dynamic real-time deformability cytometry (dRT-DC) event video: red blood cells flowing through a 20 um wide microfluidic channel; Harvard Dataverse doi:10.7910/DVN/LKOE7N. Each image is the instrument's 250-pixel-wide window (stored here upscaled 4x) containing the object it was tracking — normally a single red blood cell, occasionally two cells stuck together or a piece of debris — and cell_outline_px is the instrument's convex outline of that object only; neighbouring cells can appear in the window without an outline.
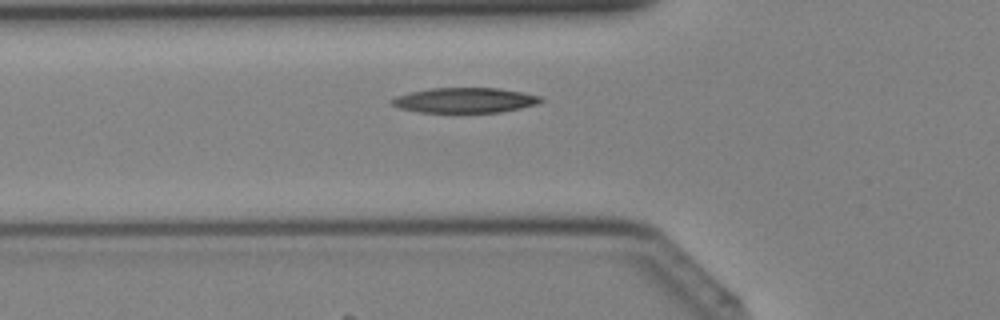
{"species": "Egyptian fruit bat (a non-hibernating species)", "species_latin": "Rousettus aegyptiacus", "temperature_condition": "cold", "stored_images_in_passage": 34, "camera_frame_rate_fps": 3000, "um_per_image_px": 0.085, "animal": {"sex": "female"}, "frame": {"image": 1, "passage_image": 8, "time_ms": 2.333, "image_size_px": [1000, 320], "cell_outline_px": [[544, 100], [536, 104], [520, 108], [500, 112], [420, 112], [400, 108], [392, 104], [388, 100], [396, 96], [408, 92], [428, 88], [500, 88], [524, 92], [540, 96]], "centroid_in_image_um": [39.49, 8.51], "position_along_channel_um": 86.3, "area_um2": 21.85}}
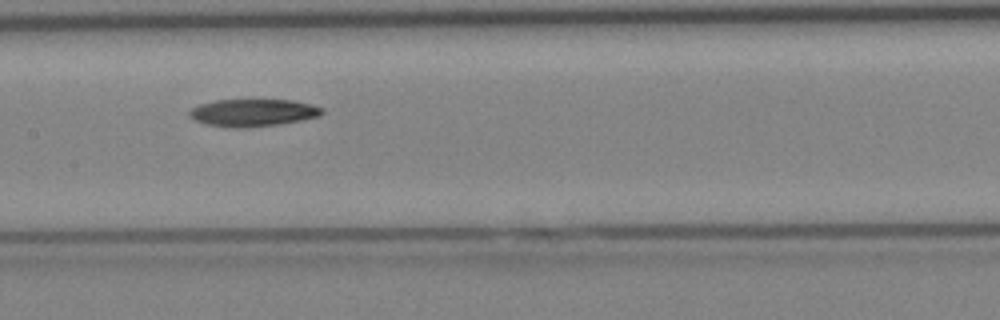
{"frame": {"image": 2, "passage_image": 14, "time_ms": 4.333, "image_size_px": [1000, 320], "cell_outline_px": [[324, 112], [320, 116], [280, 124], [240, 128], [232, 128], [204, 124], [188, 116], [188, 112], [192, 108], [200, 104], [212, 100], [292, 100], [312, 104], [324, 108]], "centroid_in_image_um": [21.5, 9.58], "position_along_channel_um": 185.9, "area_um2": 21.27}}
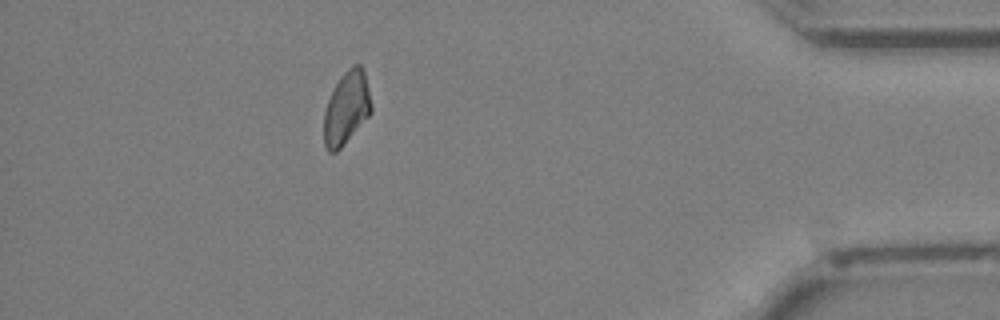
{"frame": {"image": 3, "passage_image": 30, "time_ms": 9.667, "image_size_px": [1000, 320], "cell_outline_px": [[372, 112], [340, 148], [336, 152], [328, 152], [324, 144], [324, 112], [332, 88], [340, 76], [352, 64], [360, 64], [364, 72], [372, 104]], "centroid_in_image_um": [29.44, 9.15], "position_along_channel_um": 405.8, "area_um2": 20.11}}